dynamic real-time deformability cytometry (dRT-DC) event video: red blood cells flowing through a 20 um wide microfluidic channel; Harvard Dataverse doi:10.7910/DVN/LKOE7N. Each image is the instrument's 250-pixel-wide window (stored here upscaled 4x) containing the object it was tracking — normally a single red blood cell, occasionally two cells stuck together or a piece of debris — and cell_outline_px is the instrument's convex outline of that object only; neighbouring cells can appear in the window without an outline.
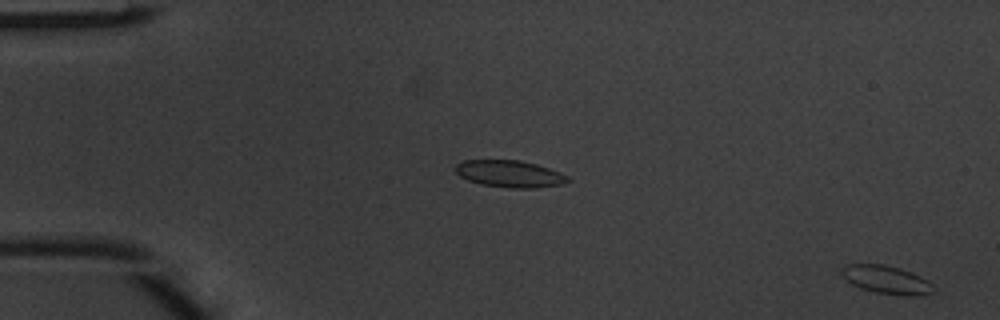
{"species": "common noctule bat (a hibernating species)", "species_latin": "Nyctalus noctula", "temperature_condition": "warm", "stored_images_in_passage": 3, "camera_frame_rate_fps": 3000, "um_per_image_px": 0.085, "animal": {"sex": "male", "body_mass_g": 20.1, "forearm_length_mm": 53.5}, "frame": {"image": 1, "passage_image": 3, "time_ms": 0.667, "image_size_px": [1000, 320], "cell_outline_px": [[936, 292], [916, 296], [908, 296], [876, 292], [860, 288], [852, 284], [840, 272], [840, 268], [844, 264], [884, 264], [900, 268], [912, 272], [928, 280], [936, 288]], "centroid_in_image_um": [75.39, 23.77], "position_along_channel_um": 9.6, "area_um2": 15.26}}